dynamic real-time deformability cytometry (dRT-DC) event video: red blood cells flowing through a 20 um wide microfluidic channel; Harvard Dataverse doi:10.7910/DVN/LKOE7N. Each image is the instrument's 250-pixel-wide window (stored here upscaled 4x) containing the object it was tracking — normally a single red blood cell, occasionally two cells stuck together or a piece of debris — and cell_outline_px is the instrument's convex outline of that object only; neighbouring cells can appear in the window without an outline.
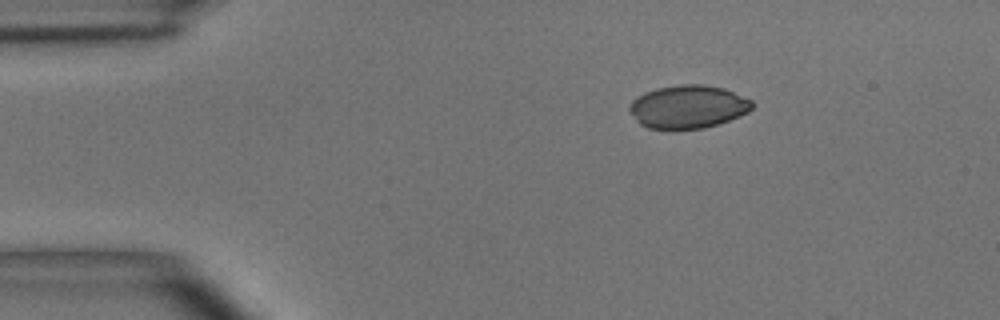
{"species": "common noctule bat (a hibernating species)", "species_latin": "Nyctalus noctula", "temperature_condition": "room temperature", "stored_images_in_passage": 2, "camera_frame_rate_fps": 3000, "um_per_image_px": 0.085, "animal": {"sex": "male", "body_mass_g": 15.6}, "frame": {"image": 1, "passage_image": 1, "time_ms": 0.0, "image_size_px": [1000, 320], "cell_outline_px": [[752, 108], [748, 112], [740, 116], [704, 128], [668, 132], [648, 128], [640, 124], [636, 120], [628, 108], [628, 104], [636, 96], [644, 92], [656, 88], [680, 84], [704, 84], [724, 88], [752, 100]], "centroid_in_image_um": [58.43, 9.1], "position_along_channel_um": 26.6, "area_um2": 31.56}}